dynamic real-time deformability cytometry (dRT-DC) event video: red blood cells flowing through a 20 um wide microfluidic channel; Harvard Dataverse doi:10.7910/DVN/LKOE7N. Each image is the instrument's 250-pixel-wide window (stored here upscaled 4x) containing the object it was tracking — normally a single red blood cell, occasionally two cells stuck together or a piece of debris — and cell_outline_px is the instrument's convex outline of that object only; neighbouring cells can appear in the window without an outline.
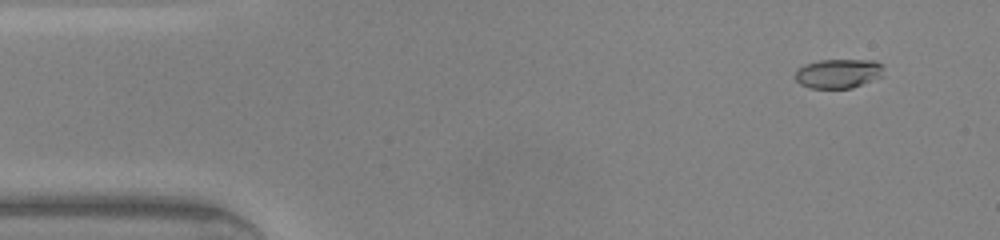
{"species": "common noctule bat (a hibernating species)", "species_latin": "Nyctalus noctula", "temperature_condition": "warm", "stored_images_in_passage": 47, "camera_frame_rate_fps": 3000, "um_per_image_px": 0.085, "animal": {"sex": "male", "body_mass_g": 20.0, "forearm_length_mm": 53.3}, "frame": {"image": 1, "passage_image": 4, "time_ms": 1.0, "image_size_px": [1000, 240], "cell_outline_px": [[884, 76], [852, 88], [808, 88], [800, 84], [796, 80], [796, 68], [804, 64], [820, 60], [876, 60], [884, 64]], "centroid_in_image_um": [71.3, 6.24], "position_along_channel_um": 13.7, "area_um2": 15.43}}
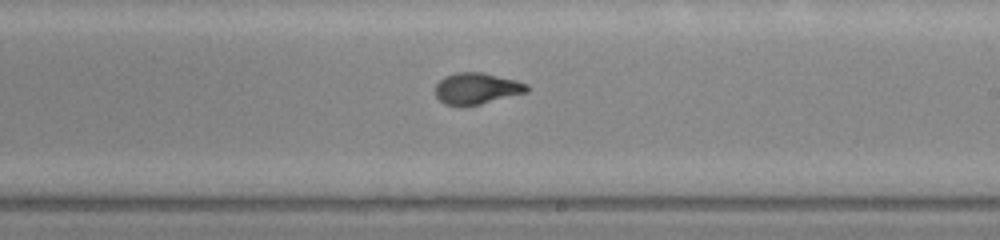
{"frame": {"image": 2, "passage_image": 27, "time_ms": 8.667, "image_size_px": [1000, 240], "cell_outline_px": [[528, 92], [480, 104], [444, 104], [436, 96], [436, 84], [444, 76], [456, 72], [480, 72], [516, 80], [528, 84]], "centroid_in_image_um": [40.53, 7.5], "position_along_channel_um": 248.5, "area_um2": 16.42}}
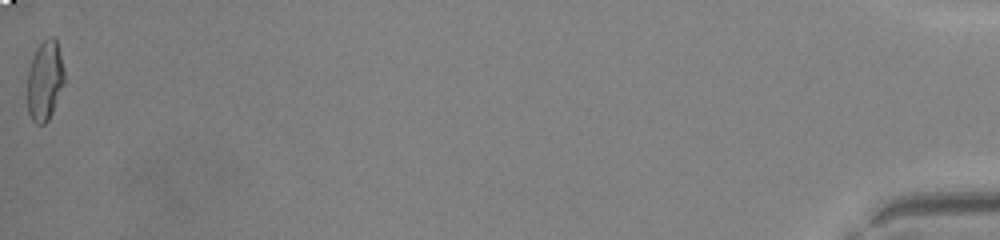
{"frame": {"image": 3, "passage_image": 47, "time_ms": 15.333, "image_size_px": [1000, 240], "cell_outline_px": [[64, 84], [52, 112], [48, 120], [44, 124], [36, 124], [32, 120], [28, 112], [28, 68], [32, 56], [36, 48], [48, 36], [52, 36], [56, 40], [60, 52], [64, 68]], "centroid_in_image_um": [3.81, 6.83], "position_along_channel_um": 431.4, "area_um2": 17.28}, "authors_computed_cell_mechanics": {"area_um2": 16.762, "velocity_mm_per_s": 4.3439, "shape_relaxation_time_tau1_ms": 4.6337, "shape_relaxation_time_tau2_ms": 0.8078, "deformation_change_tau1": 0.2358, "deformation_change_tau2": 0.0572}}